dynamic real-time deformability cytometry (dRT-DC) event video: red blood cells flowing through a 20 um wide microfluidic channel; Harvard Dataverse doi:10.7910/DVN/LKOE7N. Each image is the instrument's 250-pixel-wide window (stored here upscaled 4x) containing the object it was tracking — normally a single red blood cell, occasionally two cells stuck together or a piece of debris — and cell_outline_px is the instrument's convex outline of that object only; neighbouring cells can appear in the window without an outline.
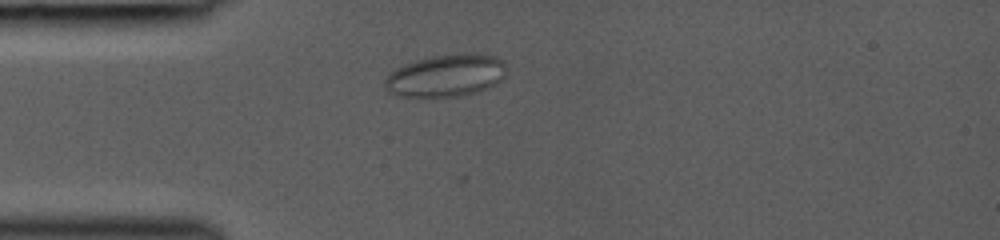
{"species": "common noctule bat (a hibernating species)", "species_latin": "Nyctalus noctula", "temperature_condition": "room temperature", "stored_images_in_passage": 36, "camera_frame_rate_fps": 3000, "um_per_image_px": 0.085, "animal": {"sex": "female", "body_mass_g": 19.0, "forearm_length_mm": 53.3}, "frame": {"image": 1, "passage_image": 1, "time_ms": 0.0, "image_size_px": [1000, 240], "cell_outline_px": [[504, 76], [496, 84], [488, 88], [476, 92], [456, 96], [396, 96], [384, 88], [384, 80], [396, 68], [404, 64], [432, 56], [464, 52], [496, 56], [504, 64]], "centroid_in_image_um": [37.89, 6.41], "position_along_channel_um": 47.1, "area_um2": 29.77}}
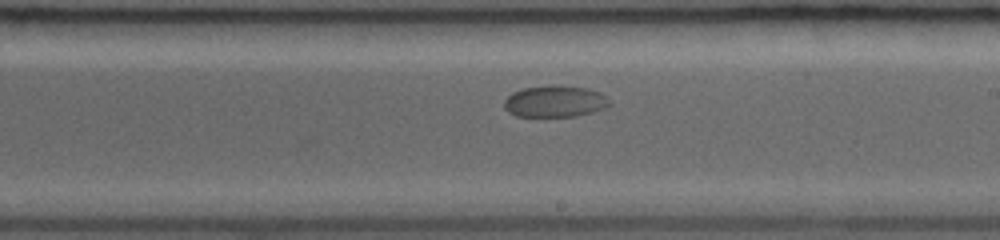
{"frame": {"image": 2, "passage_image": 17, "time_ms": 5.333, "image_size_px": [1000, 240], "cell_outline_px": [[612, 104], [608, 108], [576, 116], [516, 116], [508, 112], [504, 108], [504, 100], [512, 92], [524, 88], [588, 88], [600, 92], [608, 96]], "centroid_in_image_um": [47.22, 8.67], "position_along_channel_um": 241.8, "area_um2": 18.84}}
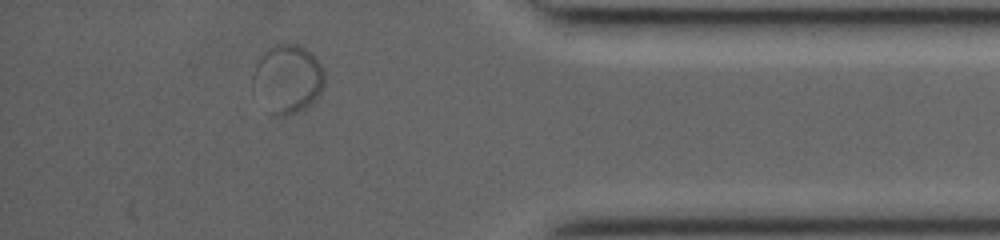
{"frame": {"image": 3, "passage_image": 31, "time_ms": 10.0, "image_size_px": [1000, 240], "cell_outline_px": [[324, 84], [320, 92], [304, 108], [288, 116], [276, 116], [272, 112], [252, 84], [252, 76], [256, 64], [260, 56], [272, 44], [300, 44], [312, 52], [320, 64], [324, 72]], "centroid_in_image_um": [24.46, 6.64], "position_along_channel_um": 410.7, "area_um2": 28.09}}